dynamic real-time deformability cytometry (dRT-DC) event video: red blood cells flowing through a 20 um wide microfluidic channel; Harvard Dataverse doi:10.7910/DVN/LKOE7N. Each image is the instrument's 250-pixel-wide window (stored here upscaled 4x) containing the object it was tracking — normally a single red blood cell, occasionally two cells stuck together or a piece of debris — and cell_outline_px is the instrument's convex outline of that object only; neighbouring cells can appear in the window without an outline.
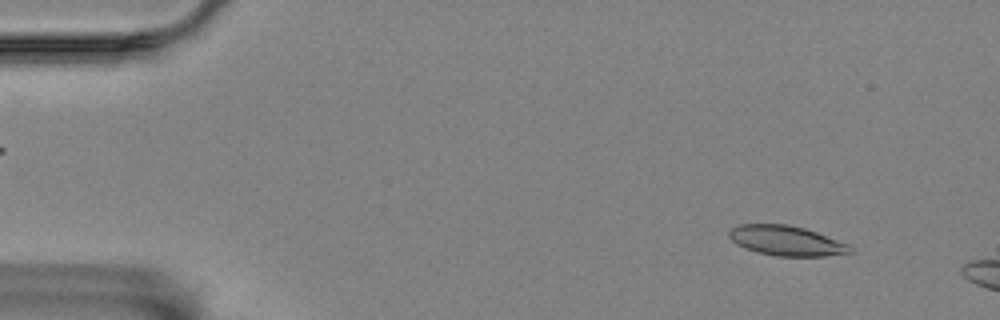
{"species": "Egyptian fruit bat (a non-hibernating species)", "species_latin": "Rousettus aegyptiacus", "temperature_condition": "room temperature", "stored_images_in_passage": 4, "camera_frame_rate_fps": 3000, "um_per_image_px": 0.085, "animal": {"sex": "female"}, "frame": {"image": 1, "passage_image": 1, "time_ms": 0.0, "image_size_px": [1000, 320], "cell_outline_px": [[856, 252], [824, 256], [776, 256], [756, 252], [744, 248], [736, 244], [728, 236], [728, 232], [732, 228], [740, 224], [784, 224], [804, 228], [816, 232], [848, 244]], "centroid_in_image_um": [66.83, 20.47], "position_along_channel_um": 18.2, "area_um2": 21.1}}